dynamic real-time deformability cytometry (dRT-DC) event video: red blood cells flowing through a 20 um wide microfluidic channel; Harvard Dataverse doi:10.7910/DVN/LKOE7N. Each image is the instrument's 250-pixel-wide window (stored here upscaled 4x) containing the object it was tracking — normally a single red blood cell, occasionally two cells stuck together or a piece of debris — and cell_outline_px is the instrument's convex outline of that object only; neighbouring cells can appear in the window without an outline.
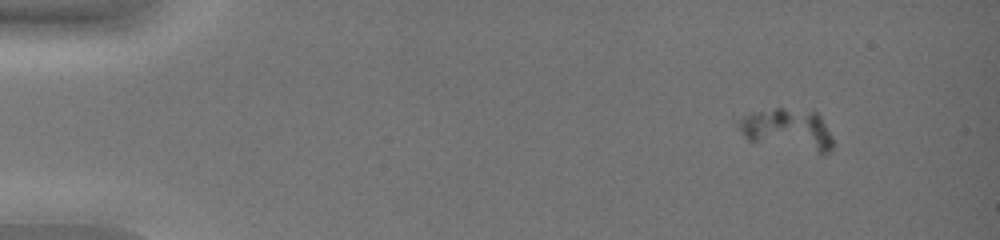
{"species": "common noctule bat (a hibernating species)", "species_latin": "Nyctalus noctula", "temperature_condition": "warm", "stored_images_in_passage": 3, "camera_frame_rate_fps": 3000, "um_per_image_px": 0.085, "animal": {"sex": "female", "body_mass_g": 19.0, "forearm_length_mm": 51.5}, "frame": {"image": 1, "passage_image": 1, "time_ms": 0.0, "image_size_px": [1000, 240], "cell_outline_px": [[832, 148], [824, 156], [820, 156], [748, 140], [744, 136], [736, 124], [736, 120], [740, 116], [776, 108], [784, 108], [816, 112], [820, 116], [832, 136]], "centroid_in_image_um": [66.97, 11.06], "position_along_channel_um": 18.0, "area_um2": 23.35}}